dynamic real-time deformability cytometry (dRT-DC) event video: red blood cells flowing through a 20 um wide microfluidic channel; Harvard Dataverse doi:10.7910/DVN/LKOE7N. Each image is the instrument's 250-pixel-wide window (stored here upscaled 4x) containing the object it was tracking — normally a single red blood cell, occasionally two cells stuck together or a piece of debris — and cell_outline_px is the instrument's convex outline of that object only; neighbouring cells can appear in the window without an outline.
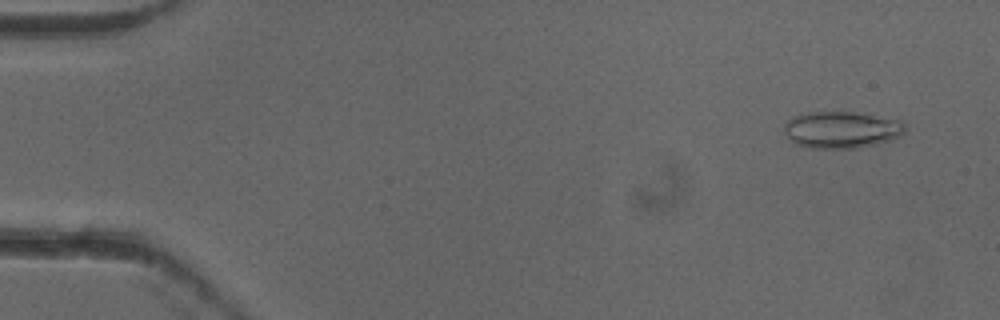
{"species": "common noctule bat (a hibernating species)", "species_latin": "Nyctalus noctula", "temperature_condition": "cold", "stored_images_in_passage": 53, "camera_frame_rate_fps": 3000, "um_per_image_px": 0.085, "animal": {"sex": "female"}, "frame": {"image": 1, "passage_image": 4, "time_ms": 1.0, "image_size_px": [1000, 320], "cell_outline_px": [[904, 132], [888, 140], [876, 144], [856, 148], [812, 148], [796, 144], [784, 132], [784, 124], [788, 120], [796, 116], [808, 112], [856, 112], [904, 120]], "centroid_in_image_um": [71.54, 11.02], "position_along_channel_um": 13.5, "area_um2": 25.72}}
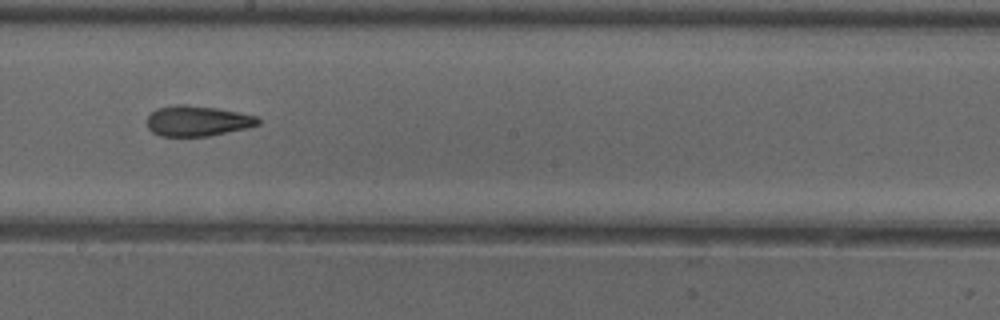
{"frame": {"image": 2, "passage_image": 30, "time_ms": 9.667, "image_size_px": [1000, 320], "cell_outline_px": [[260, 124], [248, 128], [208, 136], [160, 136], [152, 132], [148, 128], [148, 116], [156, 108], [176, 104], [184, 104], [216, 108], [240, 112], [260, 116]], "centroid_in_image_um": [16.82, 10.27], "position_along_channel_um": 231.4, "area_um2": 19.88}}
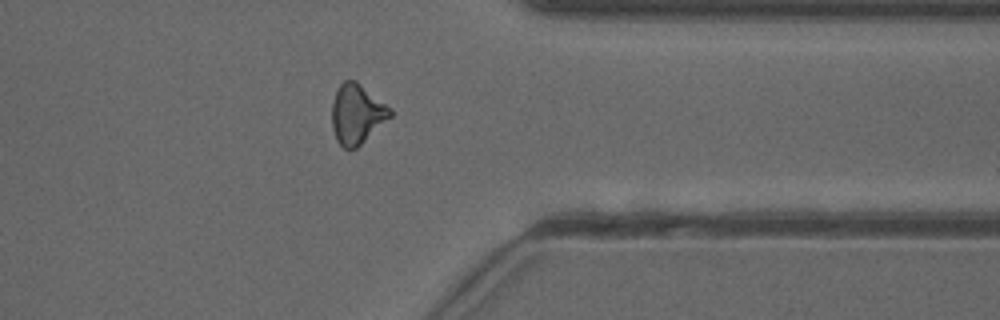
{"frame": {"image": 3, "passage_image": 42, "time_ms": 13.667, "image_size_px": [1000, 320], "cell_outline_px": [[392, 116], [356, 148], [348, 152], [336, 140], [332, 128], [332, 104], [336, 92], [340, 84], [344, 80], [356, 80], [392, 108]], "centroid_in_image_um": [30.34, 9.7], "position_along_channel_um": 381.1, "area_um2": 20.4}, "authors_computed_cell_mechanics": {"area_um2": 20.3456, "velocity_mm_per_s": 3.9399, "shape_relaxation_time_tau1_ms": 6.6085, "shape_relaxation_time_tau2_ms": 4.0558, "deformation_change_tau1": 0.1673, "deformation_change_tau2": 0.1219}}